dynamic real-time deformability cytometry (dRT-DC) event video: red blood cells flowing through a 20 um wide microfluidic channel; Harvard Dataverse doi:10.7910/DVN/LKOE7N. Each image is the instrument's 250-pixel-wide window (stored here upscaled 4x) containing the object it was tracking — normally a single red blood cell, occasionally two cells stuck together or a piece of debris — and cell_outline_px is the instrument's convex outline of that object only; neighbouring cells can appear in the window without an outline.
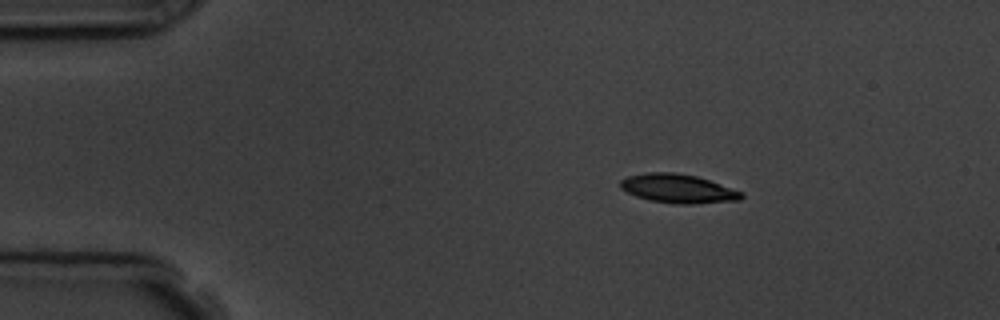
{"species": "common noctule bat (a hibernating species)", "species_latin": "Nyctalus noctula", "temperature_condition": "room temperature", "stored_images_in_passage": 4, "camera_frame_rate_fps": 3000, "um_per_image_px": 0.085, "animal": {"sex": "male", "body_mass_g": 19.5, "forearm_length_mm": 54.6}, "frame": {"image": 1, "passage_image": 2, "time_ms": 1.333, "image_size_px": [1000, 320], "cell_outline_px": [[744, 196], [740, 200], [692, 204], [676, 204], [652, 200], [636, 196], [620, 188], [620, 180], [628, 176], [648, 172], [672, 172], [696, 176], [744, 192]], "centroid_in_image_um": [57.65, 16.03], "position_along_channel_um": 27.4, "area_um2": 20.23}}